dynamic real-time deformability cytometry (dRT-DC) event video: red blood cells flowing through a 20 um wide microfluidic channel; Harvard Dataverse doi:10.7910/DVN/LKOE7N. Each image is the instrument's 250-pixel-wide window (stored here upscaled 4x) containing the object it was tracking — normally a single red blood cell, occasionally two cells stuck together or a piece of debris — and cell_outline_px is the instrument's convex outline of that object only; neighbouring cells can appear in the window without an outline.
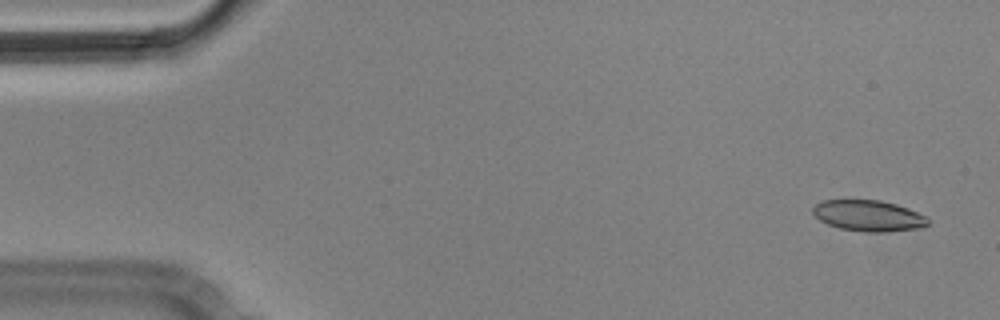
{"species": "Egyptian fruit bat (a non-hibernating species)", "species_latin": "Rousettus aegyptiacus", "temperature_condition": "cold", "stored_images_in_passage": 56, "camera_frame_rate_fps": 3000, "um_per_image_px": 0.085, "animal": {"sex": "male"}, "frame": {"image": 1, "passage_image": 3, "time_ms": 0.667, "image_size_px": [1000, 320], "cell_outline_px": [[932, 220], [924, 228], [888, 232], [868, 232], [840, 228], [828, 224], [820, 220], [812, 212], [812, 208], [816, 204], [824, 200], [880, 200], [896, 204], [908, 208], [928, 216]], "centroid_in_image_um": [73.9, 18.34], "position_along_channel_um": 11.1, "area_um2": 21.04}}
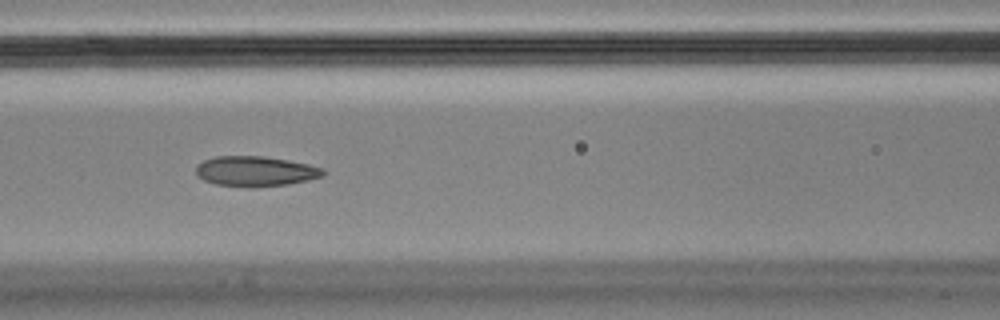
{"frame": {"image": 2, "passage_image": 24, "time_ms": 7.667, "image_size_px": [1000, 320], "cell_outline_px": [[324, 176], [308, 180], [288, 184], [256, 188], [252, 188], [216, 184], [204, 180], [196, 176], [196, 164], [204, 160], [216, 156], [264, 156], [288, 160], [308, 164], [324, 168]], "centroid_in_image_um": [21.7, 14.56], "position_along_channel_um": 144.9, "area_um2": 22.6}}
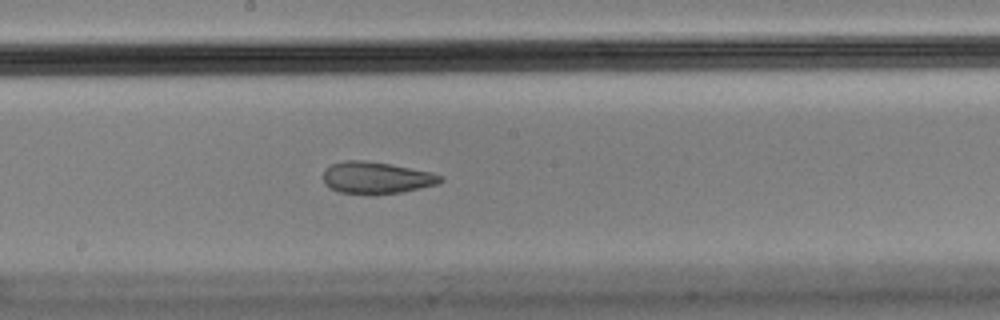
{"frame": {"image": 3, "passage_image": 30, "time_ms": 9.667, "image_size_px": [1000, 320], "cell_outline_px": [[444, 180], [440, 184], [404, 192], [368, 196], [340, 192], [328, 188], [324, 184], [324, 168], [332, 164], [344, 160], [364, 160], [392, 164], [432, 172], [444, 176]], "centroid_in_image_um": [32.02, 15.13], "position_along_channel_um": 216.2, "area_um2": 22.54}, "authors_computed_cell_mechanics": {"area_um2": 22.5131, "velocity_mm_per_s": 3.5692, "shape_relaxation_time_tau1_ms": null, "shape_relaxation_time_tau2_ms": 2.3092, "deformation_change_tau1": null, "deformation_change_tau2": 0.0806}}